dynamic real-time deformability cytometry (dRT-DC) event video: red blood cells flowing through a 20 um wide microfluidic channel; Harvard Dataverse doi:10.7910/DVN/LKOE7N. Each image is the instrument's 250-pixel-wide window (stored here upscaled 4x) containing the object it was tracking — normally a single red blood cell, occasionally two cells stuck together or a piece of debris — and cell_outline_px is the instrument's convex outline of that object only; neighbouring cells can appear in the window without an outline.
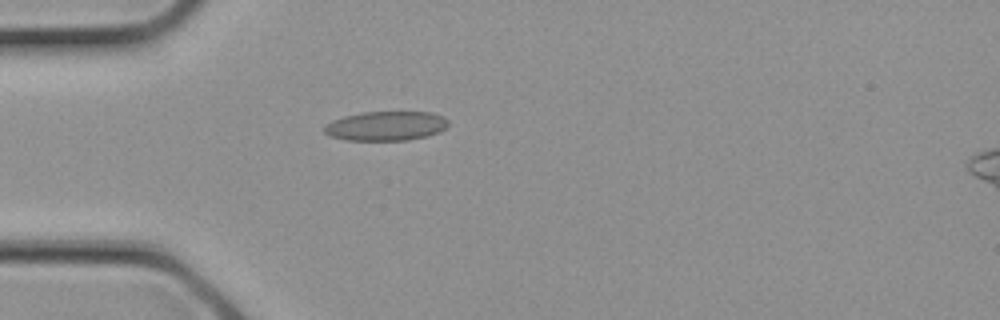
{"species": "common noctule bat (a hibernating species)", "species_latin": "Nyctalus noctula", "temperature_condition": "cold", "stored_images_in_passage": 8, "camera_frame_rate_fps": 3000, "um_per_image_px": 0.085, "animal": {"sex": "female", "body_mass_g": 21.9}, "frame": {"image": 1, "passage_image": 4, "time_ms": 1.0, "image_size_px": [1000, 320], "cell_outline_px": [[448, 128], [440, 132], [428, 136], [408, 140], [344, 140], [332, 136], [324, 132], [324, 124], [332, 120], [344, 116], [360, 112], [432, 112], [444, 116], [448, 120]], "centroid_in_image_um": [32.84, 10.7], "position_along_channel_um": 52.2, "area_um2": 21.5}}
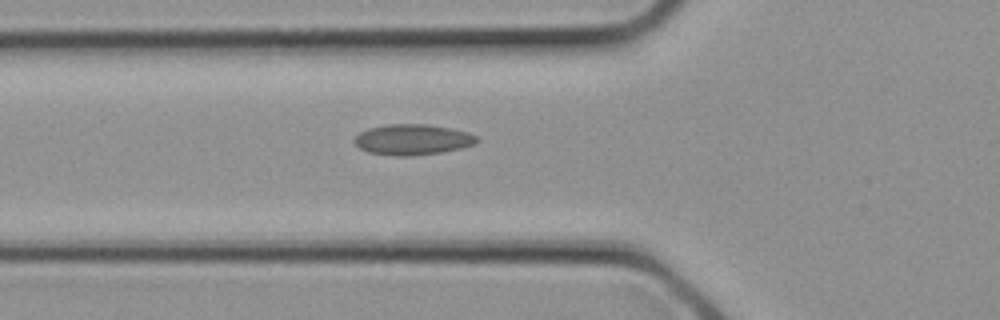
{"frame": {"image": 2, "passage_image": 6, "time_ms": 1.667, "image_size_px": [1000, 320], "cell_outline_px": [[480, 140], [476, 144], [460, 148], [440, 152], [412, 156], [392, 156], [368, 152], [360, 148], [352, 140], [360, 132], [368, 128], [388, 124], [424, 124], [452, 128], [468, 132], [476, 136]], "centroid_in_image_um": [35.07, 11.86], "position_along_channel_um": 90.7, "area_um2": 21.96}}
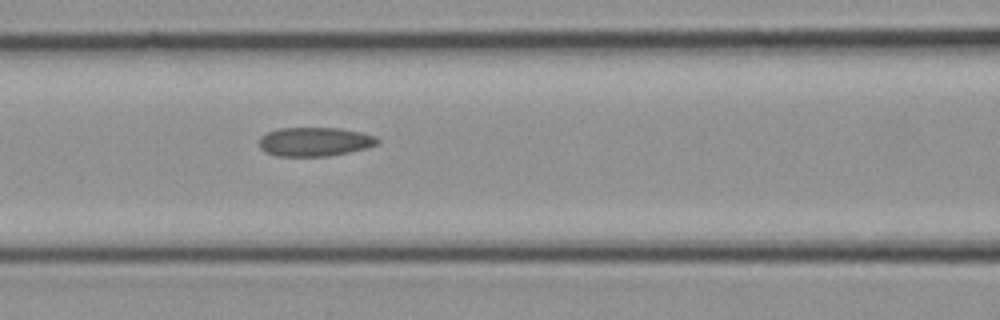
{"frame": {"image": 3, "passage_image": 8, "time_ms": 2.333, "image_size_px": [1000, 320], "cell_outline_px": [[380, 144], [368, 148], [328, 156], [276, 156], [264, 152], [260, 148], [260, 136], [268, 132], [280, 128], [340, 128], [360, 132], [376, 136], [380, 140]], "centroid_in_image_um": [26.77, 12.05], "position_along_channel_um": 139.8, "area_um2": 20.11}}